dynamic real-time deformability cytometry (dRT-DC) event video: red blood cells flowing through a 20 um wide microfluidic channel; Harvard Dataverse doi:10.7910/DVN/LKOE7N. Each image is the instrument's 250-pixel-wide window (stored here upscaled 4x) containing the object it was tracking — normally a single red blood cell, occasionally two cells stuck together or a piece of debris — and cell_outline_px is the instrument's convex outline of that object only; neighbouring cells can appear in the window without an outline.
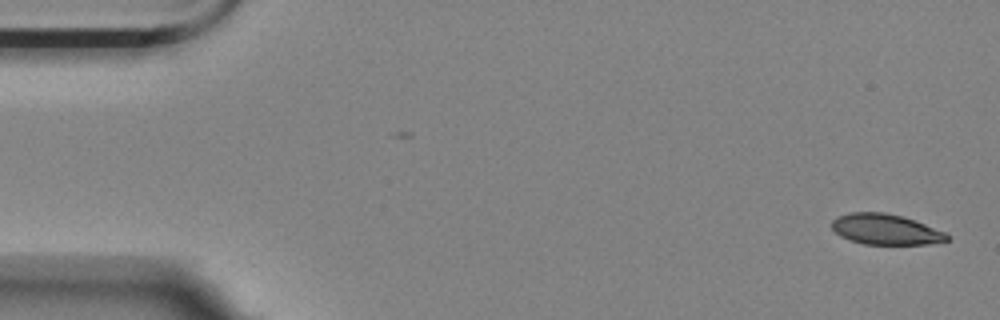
{"species": "Egyptian fruit bat (a non-hibernating species)", "species_latin": "Rousettus aegyptiacus", "temperature_condition": "room temperature", "stored_images_in_passage": 4, "camera_frame_rate_fps": 3000, "um_per_image_px": 0.085, "animal": {"sex": "female"}, "frame": {"image": 1, "passage_image": 1, "time_ms": 0.0, "image_size_px": [1000, 320], "cell_outline_px": [[948, 240], [928, 244], [864, 244], [840, 236], [832, 228], [832, 220], [836, 216], [848, 212], [884, 212], [904, 216], [944, 232], [948, 236]], "centroid_in_image_um": [75.23, 19.48], "position_along_channel_um": 9.8, "area_um2": 20.4}}